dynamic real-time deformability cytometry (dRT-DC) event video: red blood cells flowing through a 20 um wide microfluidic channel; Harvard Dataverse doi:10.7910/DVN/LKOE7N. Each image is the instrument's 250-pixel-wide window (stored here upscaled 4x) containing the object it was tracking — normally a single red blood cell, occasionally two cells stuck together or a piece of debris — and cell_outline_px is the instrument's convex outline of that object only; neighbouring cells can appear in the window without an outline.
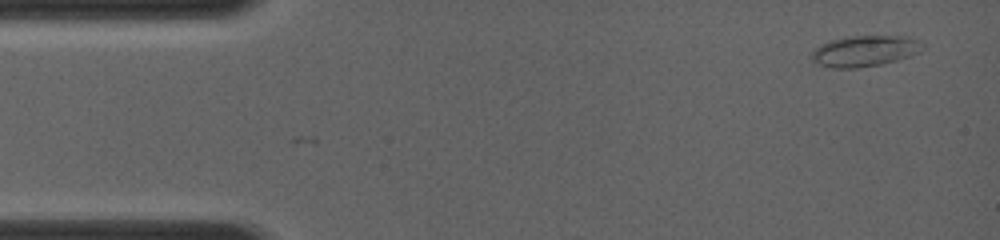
{"species": "common noctule bat (a hibernating species)", "species_latin": "Nyctalus noctula", "temperature_condition": "room temperature", "stored_images_in_passage": 7, "camera_frame_rate_fps": 4000, "um_per_image_px": 0.085, "animal": {"sex": "female", "body_mass_g": 19.0, "forearm_length_mm": 56.7}, "frame": {"image": 1, "passage_image": 1, "time_ms": 0.0, "image_size_px": [1000, 240], "cell_outline_px": [[924, 48], [920, 52], [912, 56], [880, 64], [856, 68], [832, 68], [816, 64], [812, 60], [812, 52], [820, 44], [828, 40], [844, 36], [908, 36], [920, 40], [924, 44]], "centroid_in_image_um": [73.52, 4.32], "position_along_channel_um": 11.5, "area_um2": 20.35}}
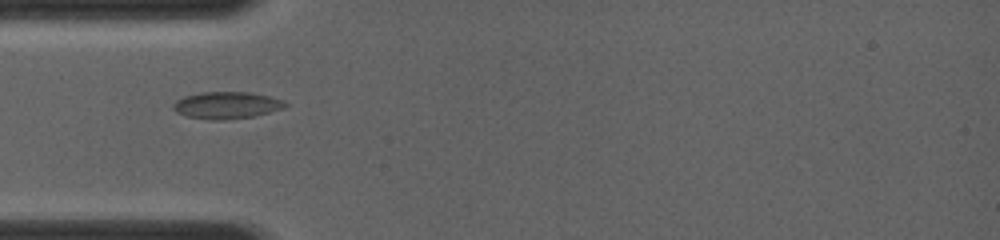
{"frame": {"image": 2, "passage_image": 6, "time_ms": 3.5, "image_size_px": [1000, 240], "cell_outline_px": [[288, 104], [284, 108], [252, 116], [220, 120], [212, 120], [184, 116], [176, 112], [172, 108], [172, 104], [176, 100], [184, 96], [200, 92], [252, 92], [284, 100]], "centroid_in_image_um": [19.22, 8.93], "position_along_channel_um": 65.8, "area_um2": 17.63}}
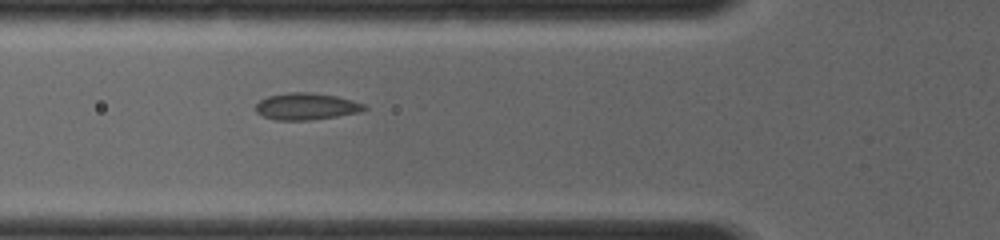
{"frame": {"image": 3, "passage_image": 7, "time_ms": 4.25, "image_size_px": [1000, 240], "cell_outline_px": [[368, 108], [360, 112], [312, 120], [276, 120], [264, 116], [256, 112], [256, 104], [260, 100], [268, 96], [288, 92], [312, 92], [336, 96], [352, 100], [364, 104]], "centroid_in_image_um": [26.04, 9.04], "position_along_channel_um": 99.8, "area_um2": 16.94}}